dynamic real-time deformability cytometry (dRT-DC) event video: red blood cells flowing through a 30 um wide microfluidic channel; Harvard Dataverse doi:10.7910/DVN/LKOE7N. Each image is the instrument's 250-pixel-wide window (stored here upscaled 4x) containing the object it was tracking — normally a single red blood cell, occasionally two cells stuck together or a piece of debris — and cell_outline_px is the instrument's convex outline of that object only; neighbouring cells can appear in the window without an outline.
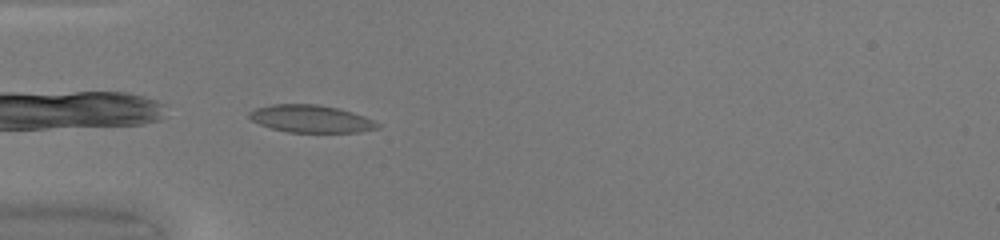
{"species": "common noctule bat (a hibernating species)", "species_latin": "Nyctalus noctula", "temperature_condition": "warm", "stored_images_in_passage": 35, "camera_frame_rate_fps": 3000, "um_per_image_px": 0.085, "animal": {"sex": "female", "body_mass_g": 20.0, "forearm_length_mm": 54.0}, "frame": {"image": 1, "passage_image": 1, "time_ms": 0.0, "image_size_px": [1000, 240], "cell_outline_px": [[380, 128], [360, 132], [288, 132], [272, 128], [260, 124], [252, 120], [248, 116], [248, 112], [256, 108], [272, 104], [316, 104], [336, 108], [352, 112], [364, 116], [380, 124]], "centroid_in_image_um": [26.43, 10.1], "position_along_channel_um": 58.6, "area_um2": 20.4}}
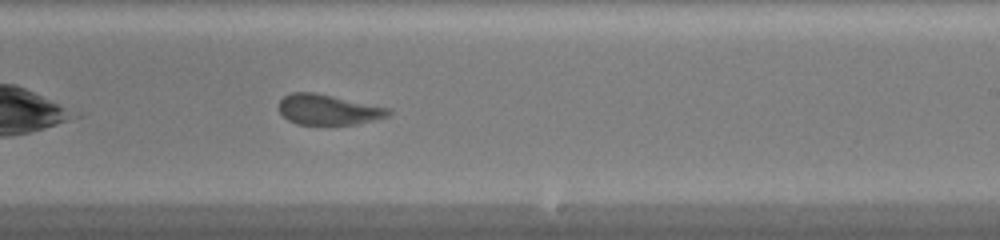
{"frame": {"image": 2, "passage_image": 16, "time_ms": 5.0, "image_size_px": [1000, 240], "cell_outline_px": [[392, 112], [388, 116], [356, 124], [296, 124], [288, 120], [280, 112], [280, 100], [284, 96], [292, 92], [316, 92], [392, 108]], "centroid_in_image_um": [27.93, 9.3], "position_along_channel_um": 261.1, "area_um2": 19.42}}
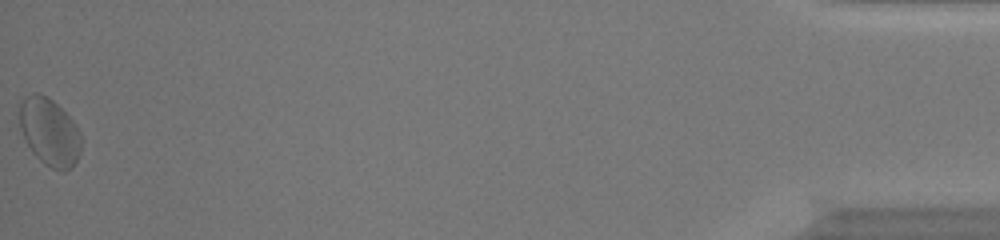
{"frame": {"image": 3, "passage_image": 35, "time_ms": 11.333, "image_size_px": [1000, 240], "cell_outline_px": [[80, 152], [76, 160], [68, 168], [52, 168], [44, 164], [32, 152], [20, 128], [20, 104], [24, 96], [32, 92], [36, 92], [48, 96], [76, 124], [80, 132]], "centroid_in_image_um": [4.18, 11.16], "position_along_channel_um": 431.0, "area_um2": 23.76}, "authors_computed_cell_mechanics": {"area_um2": 20.7502, "velocity_mm_per_s": 4.1786, "shape_relaxation_time_tau1_ms": 6.0611, "shape_relaxation_time_tau2_ms": 1.0691, "deformation_change_tau1": 0.1404, "deformation_change_tau2": 0.0553}}